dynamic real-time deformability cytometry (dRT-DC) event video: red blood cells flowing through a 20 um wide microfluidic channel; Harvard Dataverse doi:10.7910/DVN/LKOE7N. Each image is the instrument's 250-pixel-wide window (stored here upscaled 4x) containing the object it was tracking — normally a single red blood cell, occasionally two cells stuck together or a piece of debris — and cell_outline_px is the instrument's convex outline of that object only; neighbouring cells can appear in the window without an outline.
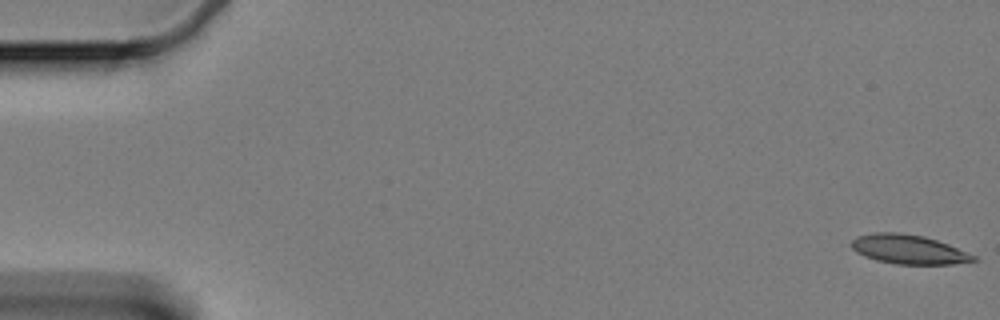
{"species": "Egyptian fruit bat (a non-hibernating species)", "species_latin": "Rousettus aegyptiacus", "temperature_condition": "cold", "stored_images_in_passage": 61, "camera_frame_rate_fps": 3000, "um_per_image_px": 0.085, "animal": {"sex": "female"}, "frame": {"image": 1, "passage_image": 1, "time_ms": 0.0, "image_size_px": [1000, 320], "cell_outline_px": [[980, 260], [952, 264], [896, 264], [876, 260], [864, 256], [856, 252], [848, 244], [856, 236], [872, 232], [896, 232], [924, 236], [948, 244], [968, 252], [976, 256]], "centroid_in_image_um": [77.2, 21.19], "position_along_channel_um": 7.8, "area_um2": 20.98}}
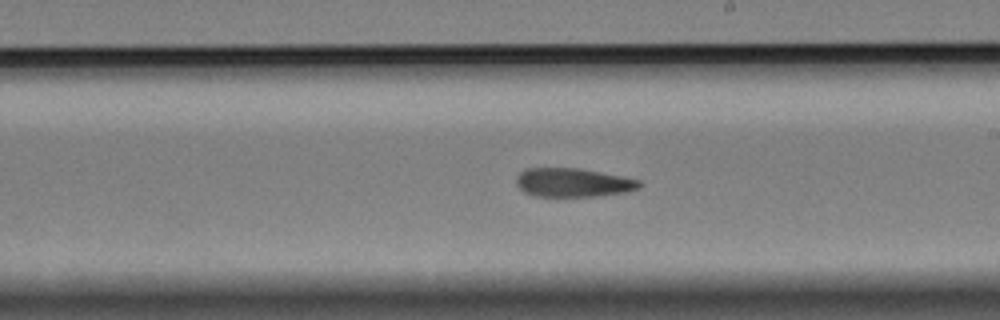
{"frame": {"image": 2, "passage_image": 35, "time_ms": 11.333, "image_size_px": [1000, 320], "cell_outline_px": [[640, 188], [624, 192], [596, 196], [536, 196], [524, 192], [516, 184], [516, 176], [524, 168], [580, 168], [640, 180]], "centroid_in_image_um": [48.66, 15.51], "position_along_channel_um": 240.3, "area_um2": 20.52}}
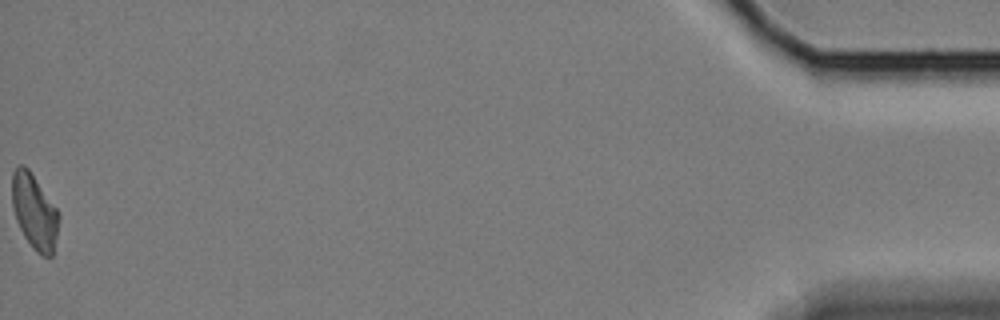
{"frame": {"image": 3, "passage_image": 61, "time_ms": 20.0, "image_size_px": [1000, 320], "cell_outline_px": [[60, 216], [52, 256], [44, 256], [36, 252], [24, 236], [16, 220], [12, 204], [12, 172], [20, 164], [24, 164], [28, 168], [56, 208]], "centroid_in_image_um": [2.91, 17.97], "position_along_channel_um": 432.3, "area_um2": 20.17}, "authors_computed_cell_mechanics": {"area_um2": 21.2704, "velocity_mm_per_s": 3.3088, "shape_relaxation_time_tau1_ms": null, "shape_relaxation_time_tau2_ms": 7.7108, "deformation_change_tau1": null, "deformation_change_tau2": 0.1732}}